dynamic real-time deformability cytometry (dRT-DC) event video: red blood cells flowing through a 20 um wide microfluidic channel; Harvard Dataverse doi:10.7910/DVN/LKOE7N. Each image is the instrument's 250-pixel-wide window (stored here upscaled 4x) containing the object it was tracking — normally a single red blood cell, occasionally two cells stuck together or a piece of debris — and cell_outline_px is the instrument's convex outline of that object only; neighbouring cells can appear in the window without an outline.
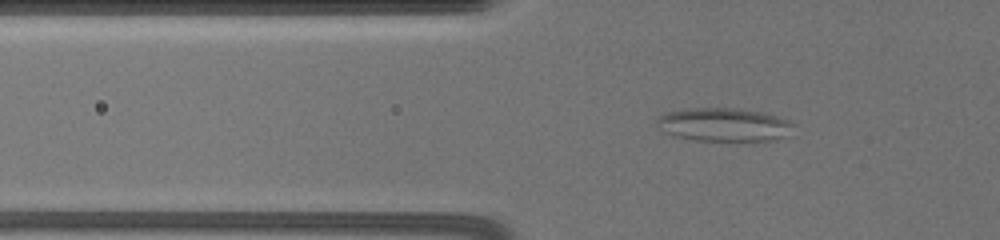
{"species": "common noctule bat (a hibernating species)", "species_latin": "Nyctalus noctula", "temperature_condition": "warm", "stored_images_in_passage": 42, "camera_frame_rate_fps": 3000, "um_per_image_px": 0.085, "animal": {"sex": "female", "body_mass_g": 19.5, "forearm_length_mm": 54.1}, "frame": {"image": 1, "passage_image": 17, "time_ms": 7.0, "image_size_px": [1000, 240], "cell_outline_px": [[796, 124], [784, 136], [776, 140], [692, 140], [672, 136], [664, 132], [656, 124], [656, 120], [664, 112], [688, 108], [736, 108], [760, 112], [776, 116], [788, 120]], "centroid_in_image_um": [61.47, 10.59], "position_along_channel_um": 64.3, "area_um2": 26.53}}
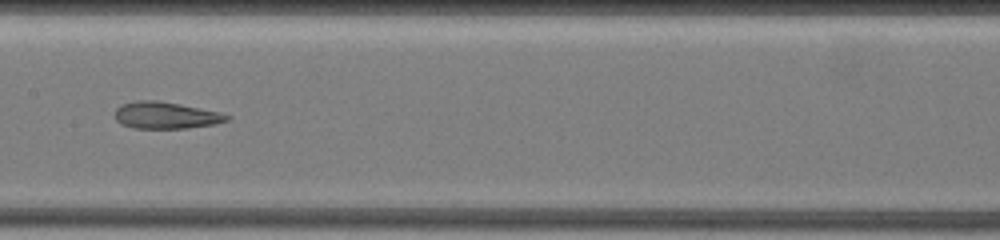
{"frame": {"image": 2, "passage_image": 24, "time_ms": 11.0, "image_size_px": [1000, 240], "cell_outline_px": [[232, 120], [216, 124], [188, 128], [132, 128], [120, 124], [116, 120], [116, 108], [120, 104], [136, 100], [160, 100], [220, 112], [232, 116]], "centroid_in_image_um": [14.12, 9.8], "position_along_channel_um": 193.3, "area_um2": 17.8}}
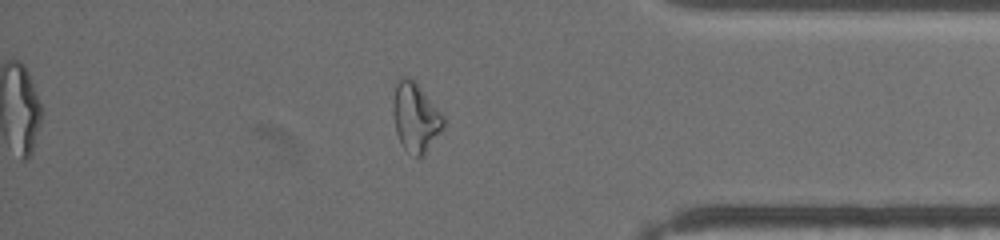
{"frame": {"image": 3, "passage_image": 38, "time_ms": 17.333, "image_size_px": [1000, 240], "cell_outline_px": [[444, 128], [424, 156], [416, 156], [404, 148], [400, 144], [396, 132], [392, 112], [392, 108], [396, 84], [400, 76], [408, 76], [420, 88], [444, 116]], "centroid_in_image_um": [35.31, 10.0], "position_along_channel_um": 399.9, "area_um2": 20.17}, "authors_computed_cell_mechanics": {"area_um2": 21.9062, "velocity_mm_per_s": 3.5193, "shape_relaxation_time_tau1_ms": null, "shape_relaxation_time_tau2_ms": 1.7658, "deformation_change_tau1": null, "deformation_change_tau2": 0.0888}}